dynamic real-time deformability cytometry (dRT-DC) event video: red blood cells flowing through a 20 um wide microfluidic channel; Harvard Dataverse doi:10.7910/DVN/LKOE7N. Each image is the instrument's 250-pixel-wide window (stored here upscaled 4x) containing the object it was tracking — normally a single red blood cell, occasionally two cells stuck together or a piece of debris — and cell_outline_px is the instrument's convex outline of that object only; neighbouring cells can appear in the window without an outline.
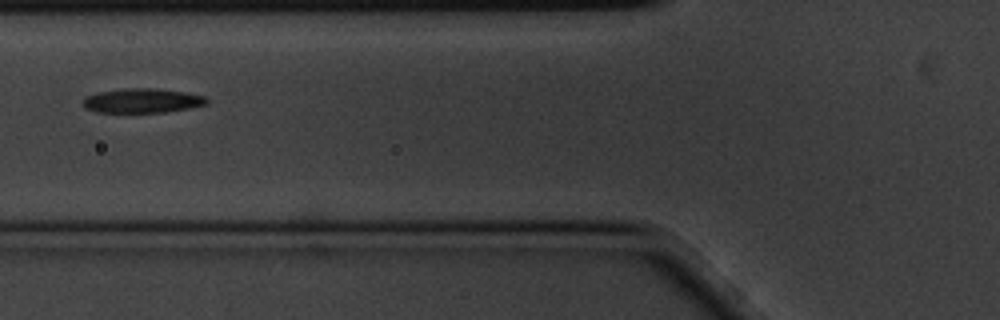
{"species": "common noctule bat (a hibernating species)", "species_latin": "Nyctalus noctula", "temperature_condition": "cold", "stored_images_in_passage": 11, "camera_frame_rate_fps": 3000, "um_per_image_px": 0.085, "animal": {"sex": "male", "body_mass_g": 20.1, "forearm_length_mm": 53.5}, "frame": {"image": 1, "passage_image": 7, "time_ms": 2.0, "image_size_px": [1000, 320], "cell_outline_px": [[208, 104], [188, 108], [164, 112], [96, 112], [84, 108], [84, 100], [88, 96], [100, 92], [124, 88], [156, 88], [184, 92], [204, 96], [208, 100]], "centroid_in_image_um": [12.11, 8.55], "position_along_channel_um": 113.7, "area_um2": 17.4}}
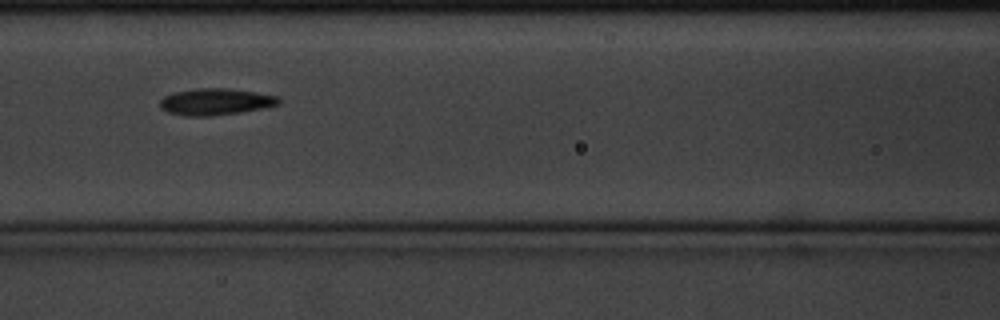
{"frame": {"image": 2, "passage_image": 8, "time_ms": 2.333, "image_size_px": [1000, 320], "cell_outline_px": [[280, 104], [240, 112], [212, 116], [188, 116], [168, 112], [160, 108], [160, 100], [164, 96], [172, 92], [196, 88], [228, 88], [256, 92], [276, 96], [280, 100]], "centroid_in_image_um": [18.28, 8.64], "position_along_channel_um": 148.3, "area_um2": 18.38}}
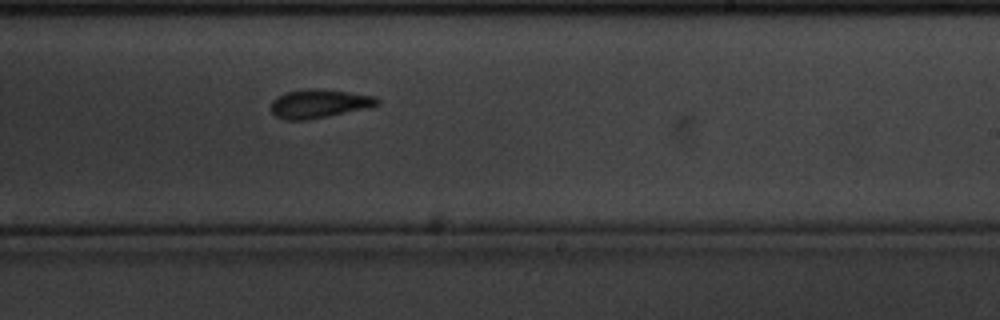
{"frame": {"image": 3, "passage_image": 11, "time_ms": 3.333, "image_size_px": [1000, 320], "cell_outline_px": [[380, 104], [368, 108], [308, 120], [284, 120], [276, 116], [268, 108], [272, 100], [276, 96], [284, 92], [308, 88], [320, 88], [376, 96], [380, 100]], "centroid_in_image_um": [27.08, 8.8], "position_along_channel_um": 261.9, "area_um2": 18.15}}